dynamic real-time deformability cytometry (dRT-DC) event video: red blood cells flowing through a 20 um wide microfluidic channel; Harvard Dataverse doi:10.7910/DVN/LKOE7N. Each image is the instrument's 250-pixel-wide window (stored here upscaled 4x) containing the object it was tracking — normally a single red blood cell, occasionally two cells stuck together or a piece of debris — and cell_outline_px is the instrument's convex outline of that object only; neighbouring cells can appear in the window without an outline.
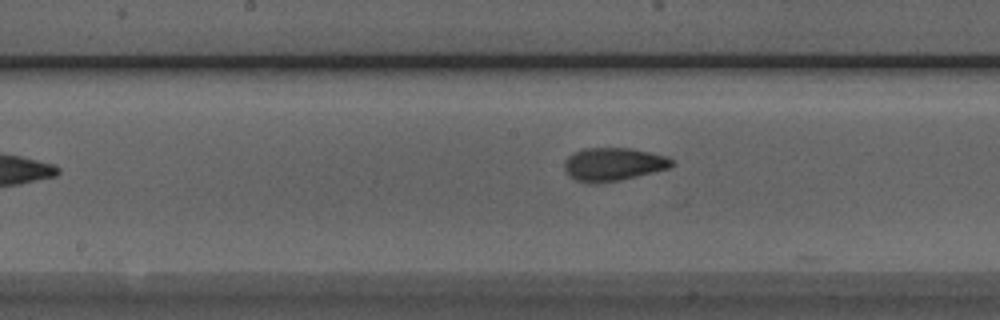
{"species": "Egyptian fruit bat (a non-hibernating species)", "species_latin": "Rousettus aegyptiacus", "temperature_condition": "room temperature", "stored_images_in_passage": 9, "camera_frame_rate_fps": 3000, "um_per_image_px": 0.085, "animal": {"sex": "male"}, "frame": {"image": 1, "passage_image": 7, "time_ms": 7.333, "image_size_px": [1000, 320], "cell_outline_px": [[676, 164], [668, 168], [620, 180], [576, 180], [564, 168], [564, 160], [572, 152], [584, 148], [632, 148], [664, 156], [672, 160]], "centroid_in_image_um": [52.14, 13.9], "position_along_channel_um": 196.1, "area_um2": 19.94}}
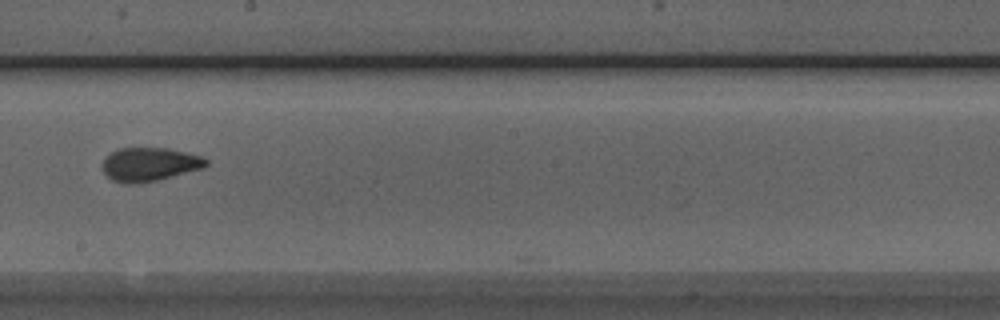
{"frame": {"image": 2, "passage_image": 8, "time_ms": 8.333, "image_size_px": [1000, 320], "cell_outline_px": [[208, 164], [204, 168], [156, 180], [136, 184], [124, 184], [112, 180], [100, 168], [104, 160], [112, 152], [120, 148], [168, 148], [204, 156], [208, 160]], "centroid_in_image_um": [12.72, 13.97], "position_along_channel_um": 235.5, "area_um2": 20.4}}
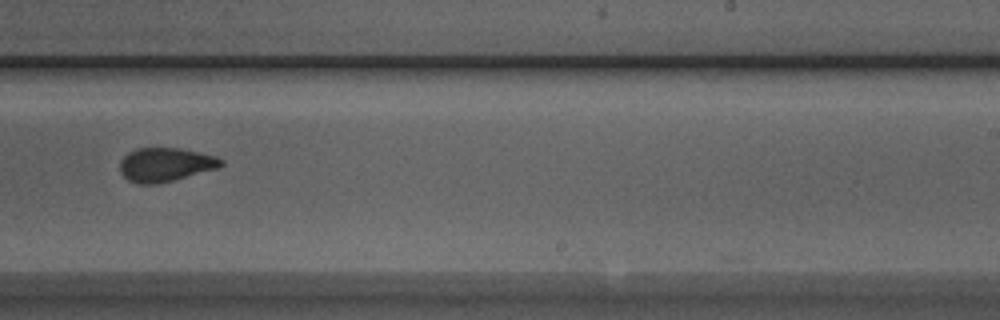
{"frame": {"image": 3, "passage_image": 9, "time_ms": 9.333, "image_size_px": [1000, 320], "cell_outline_px": [[224, 164], [216, 168], [172, 180], [156, 184], [140, 184], [128, 180], [120, 172], [120, 160], [128, 152], [136, 148], [180, 148], [216, 156], [224, 160]], "centroid_in_image_um": [14.03, 13.98], "position_along_channel_um": 275.0, "area_um2": 19.77}}